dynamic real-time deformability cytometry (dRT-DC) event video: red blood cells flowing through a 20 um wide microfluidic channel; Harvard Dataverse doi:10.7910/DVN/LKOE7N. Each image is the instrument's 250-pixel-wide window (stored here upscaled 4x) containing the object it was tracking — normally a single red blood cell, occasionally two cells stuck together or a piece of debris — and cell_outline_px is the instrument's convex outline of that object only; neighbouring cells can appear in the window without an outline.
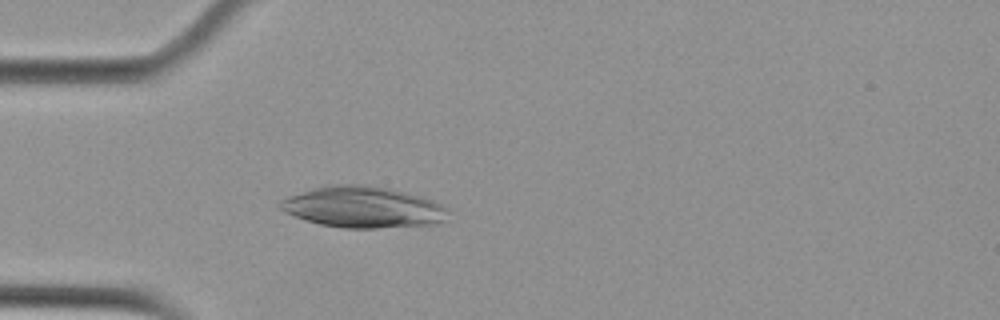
{"species": "Egyptian fruit bat (a non-hibernating species)", "species_latin": "Rousettus aegyptiacus", "temperature_condition": "cold", "stored_images_in_passage": 14, "camera_frame_rate_fps": 3000, "um_per_image_px": 0.085, "animal": {"sex": "female"}, "frame": {"image": 1, "passage_image": 5, "time_ms": 1.333, "image_size_px": [1000, 320], "cell_outline_px": [[448, 208], [444, 220], [432, 224], [376, 228], [344, 228], [320, 224], [284, 212], [280, 208], [280, 200], [312, 188], [332, 184], [364, 184], [388, 188], [420, 196], [444, 204]], "centroid_in_image_um": [30.86, 17.6], "position_along_channel_um": 54.1, "area_um2": 40.0}}
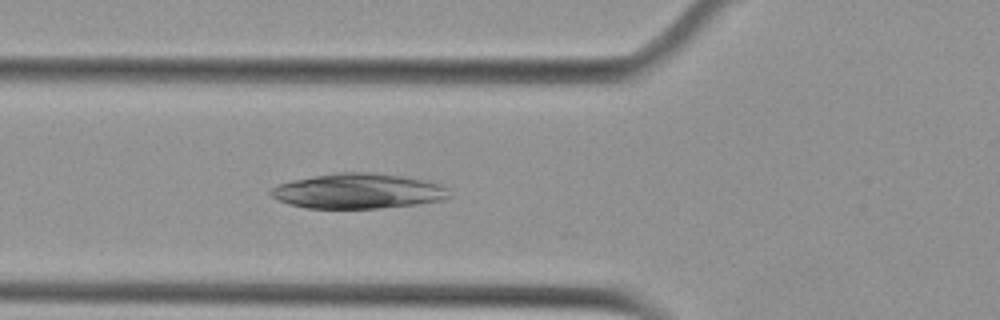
{"frame": {"image": 2, "passage_image": 9, "time_ms": 2.667, "image_size_px": [1000, 320], "cell_outline_px": [[448, 196], [444, 200], [416, 204], [380, 208], [308, 208], [288, 204], [276, 200], [268, 192], [272, 188], [280, 184], [292, 180], [336, 172], [372, 172], [400, 176], [424, 180], [440, 184], [448, 188]], "centroid_in_image_um": [30.41, 16.24], "position_along_channel_um": 95.4, "area_um2": 36.41}}
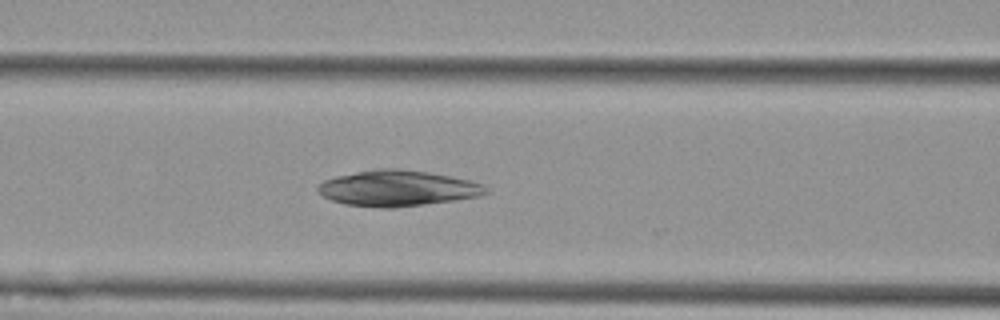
{"frame": {"image": 3, "passage_image": 12, "time_ms": 3.667, "image_size_px": [1000, 320], "cell_outline_px": [[492, 192], [480, 196], [456, 200], [396, 208], [380, 208], [344, 204], [332, 200], [324, 196], [316, 188], [324, 180], [336, 176], [376, 168], [400, 168], [428, 172], [468, 180], [484, 184]], "centroid_in_image_um": [33.83, 16.0], "position_along_channel_um": 132.8, "area_um2": 35.2}}